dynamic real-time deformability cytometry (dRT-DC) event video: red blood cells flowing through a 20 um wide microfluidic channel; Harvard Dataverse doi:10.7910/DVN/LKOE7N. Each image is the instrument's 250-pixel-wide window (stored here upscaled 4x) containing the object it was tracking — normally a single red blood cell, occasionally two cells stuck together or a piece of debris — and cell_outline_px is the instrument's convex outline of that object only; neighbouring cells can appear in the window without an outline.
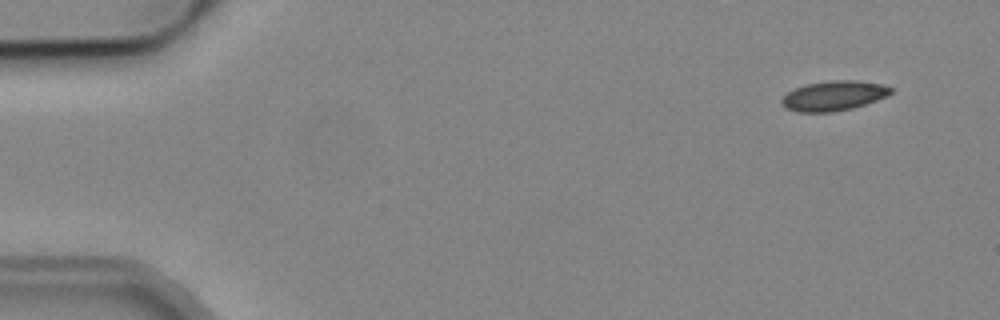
{"species": "common noctule bat (a hibernating species)", "species_latin": "Nyctalus noctula", "temperature_condition": "cold", "stored_images_in_passage": 5, "camera_frame_rate_fps": 3000, "um_per_image_px": 0.085, "animal": {"sex": "male", "body_mass_g": 19.2, "forearm_length_mm": 51.8}, "frame": {"image": 1, "passage_image": 1, "time_ms": 0.0, "image_size_px": [1000, 320], "cell_outline_px": [[896, 88], [892, 92], [876, 100], [852, 108], [832, 112], [796, 112], [784, 108], [780, 104], [780, 100], [788, 92], [796, 88], [808, 84], [828, 80], [856, 80], [884, 84]], "centroid_in_image_um": [70.86, 8.13], "position_along_channel_um": 14.1, "area_um2": 19.07}}
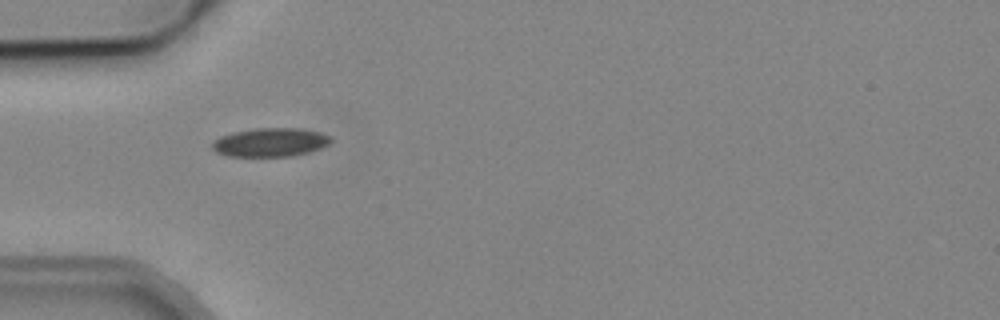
{"frame": {"image": 2, "passage_image": 4, "time_ms": 4.333, "image_size_px": [1000, 320], "cell_outline_px": [[332, 140], [328, 144], [320, 148], [308, 152], [292, 156], [228, 156], [216, 152], [212, 148], [212, 140], [220, 136], [232, 132], [256, 128], [300, 128], [320, 132], [332, 136]], "centroid_in_image_um": [22.96, 12.09], "position_along_channel_um": 62.0, "area_um2": 19.94}}